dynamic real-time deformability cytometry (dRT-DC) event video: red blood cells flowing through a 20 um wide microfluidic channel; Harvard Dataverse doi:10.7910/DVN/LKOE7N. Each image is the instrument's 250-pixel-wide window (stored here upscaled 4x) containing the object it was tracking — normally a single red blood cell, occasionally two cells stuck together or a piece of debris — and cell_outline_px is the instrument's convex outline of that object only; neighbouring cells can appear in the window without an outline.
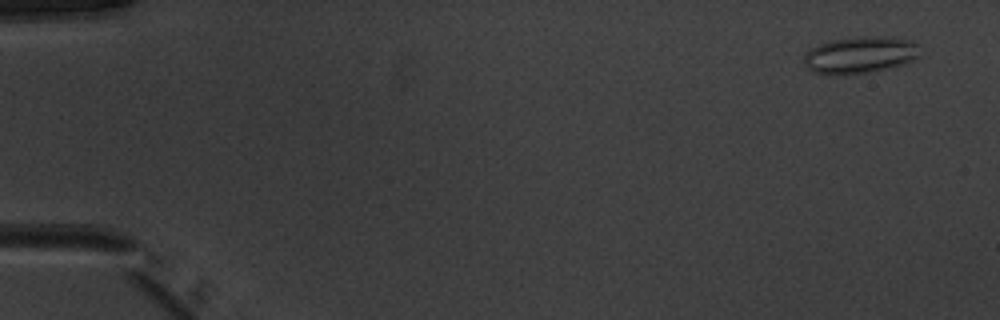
{"species": "common noctule bat (a hibernating species)", "species_latin": "Nyctalus noctula", "temperature_condition": "warm", "stored_images_in_passage": 52, "camera_frame_rate_fps": 3000, "um_per_image_px": 0.085, "animal": {"sex": "male", "body_mass_g": 20.1, "forearm_length_mm": 53.5}, "frame": {"image": 1, "passage_image": 3, "time_ms": 0.667, "image_size_px": [1000, 320], "cell_outline_px": [[916, 56], [912, 60], [904, 64], [868, 72], [844, 76], [828, 76], [812, 72], [804, 64], [804, 56], [808, 48], [828, 40], [864, 36], [872, 36], [912, 40], [916, 44]], "centroid_in_image_um": [72.97, 4.69], "position_along_channel_um": 12.0, "area_um2": 25.03}}
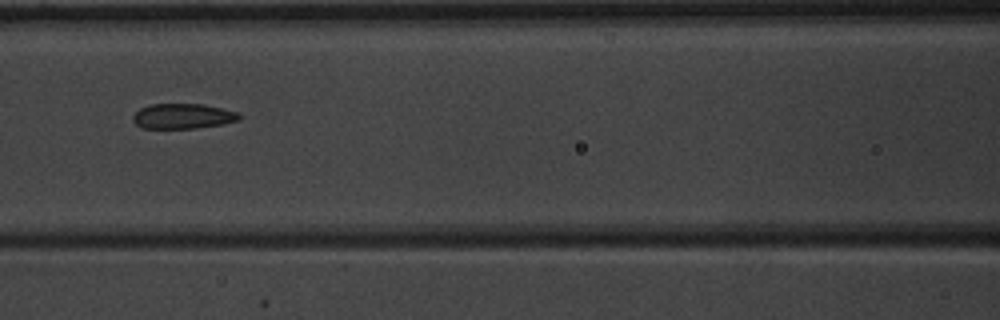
{"frame": {"image": 2, "passage_image": 24, "time_ms": 7.667, "image_size_px": [1000, 320], "cell_outline_px": [[244, 116], [240, 120], [224, 124], [196, 128], [140, 128], [132, 120], [132, 116], [140, 108], [152, 104], [204, 104], [240, 112]], "centroid_in_image_um": [15.6, 9.87], "position_along_channel_um": 151.0, "area_um2": 15.84}}
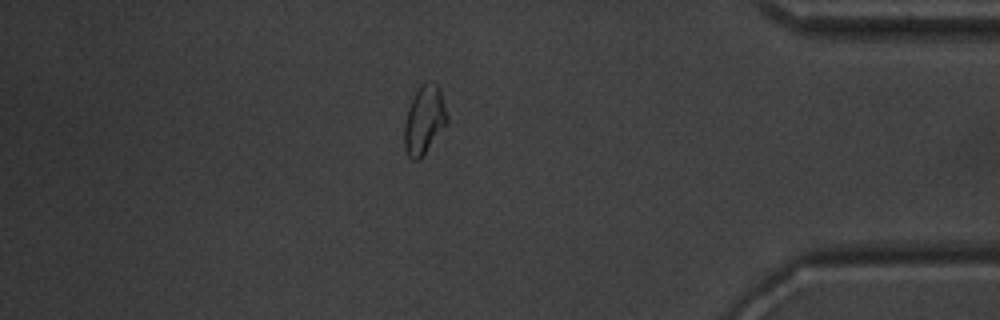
{"frame": {"image": 3, "passage_image": 45, "time_ms": 14.667, "image_size_px": [1000, 320], "cell_outline_px": [[448, 124], [420, 160], [412, 160], [408, 156], [404, 148], [404, 124], [408, 108], [420, 84], [428, 80], [436, 84], [440, 88], [448, 116]], "centroid_in_image_um": [36.08, 10.21], "position_along_channel_um": 399.1, "area_um2": 17.4}, "authors_computed_cell_mechanics": {"area_um2": 17.1377, "velocity_mm_per_s": 3.9684, "shape_relaxation_time_tau1_ms": 4.9994, "shape_relaxation_time_tau2_ms": 1.5954, "deformation_change_tau1": 0.1034, "deformation_change_tau2": 0.0772}}